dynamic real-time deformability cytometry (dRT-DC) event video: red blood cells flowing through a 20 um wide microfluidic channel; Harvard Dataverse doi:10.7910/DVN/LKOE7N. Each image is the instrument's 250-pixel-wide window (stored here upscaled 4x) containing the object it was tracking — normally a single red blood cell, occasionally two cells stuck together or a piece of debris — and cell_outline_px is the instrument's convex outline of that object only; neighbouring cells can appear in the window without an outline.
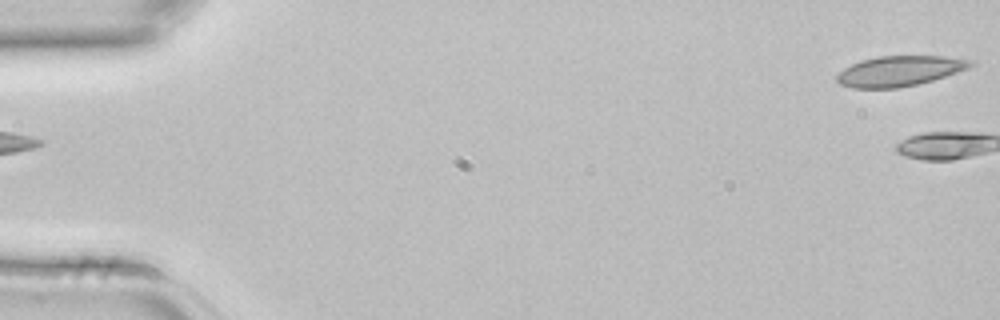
{"species": "common noctule bat (a hibernating species)", "species_latin": "Nyctalus noctula", "temperature_condition": "room temperature", "stored_images_in_passage": 3, "segment_of_instrument_passage": [2, 2], "camera_frame_rate_fps": 3000, "um_per_image_px": 0.085, "animal": {"sex": "female", "body_mass_g": 22.7, "forearm_length_mm": 54.2}, "frame": {"image": 1, "passage_image": 3, "time_ms": 0.667, "image_size_px": [1000, 320], "cell_outline_px": [[976, 64], [968, 68], [932, 80], [916, 84], [896, 88], [852, 88], [840, 84], [836, 80], [836, 76], [844, 68], [860, 60], [880, 56], [944, 56], [976, 60]], "centroid_in_image_um": [76.47, 6.02], "position_along_channel_um": 8.5, "area_um2": 23.52}}